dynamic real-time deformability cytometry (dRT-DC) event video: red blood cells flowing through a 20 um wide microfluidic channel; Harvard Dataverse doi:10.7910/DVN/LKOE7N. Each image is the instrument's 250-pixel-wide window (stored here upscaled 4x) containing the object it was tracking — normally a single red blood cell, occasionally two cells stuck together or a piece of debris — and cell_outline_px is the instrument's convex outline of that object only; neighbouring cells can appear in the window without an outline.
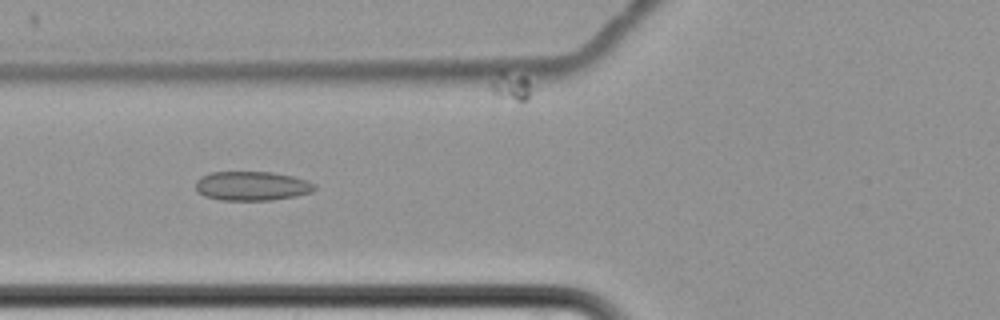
{"species": "common noctule bat (a hibernating species)", "species_latin": "Nyctalus noctula", "temperature_condition": "cold", "stored_images_in_passage": 8, "camera_frame_rate_fps": 3000, "um_per_image_px": 0.085, "animal": {"sex": "female", "body_mass_g": 22.7, "forearm_length_mm": 54.2}, "frame": {"image": 1, "passage_image": 8, "time_ms": 9.0, "image_size_px": [1000, 320], "cell_outline_px": [[316, 188], [312, 192], [296, 196], [272, 200], [220, 200], [204, 196], [196, 192], [196, 180], [200, 176], [212, 172], [272, 172], [292, 176], [308, 180], [316, 184]], "centroid_in_image_um": [21.41, 15.81], "position_along_channel_um": 104.4, "area_um2": 20.46}}